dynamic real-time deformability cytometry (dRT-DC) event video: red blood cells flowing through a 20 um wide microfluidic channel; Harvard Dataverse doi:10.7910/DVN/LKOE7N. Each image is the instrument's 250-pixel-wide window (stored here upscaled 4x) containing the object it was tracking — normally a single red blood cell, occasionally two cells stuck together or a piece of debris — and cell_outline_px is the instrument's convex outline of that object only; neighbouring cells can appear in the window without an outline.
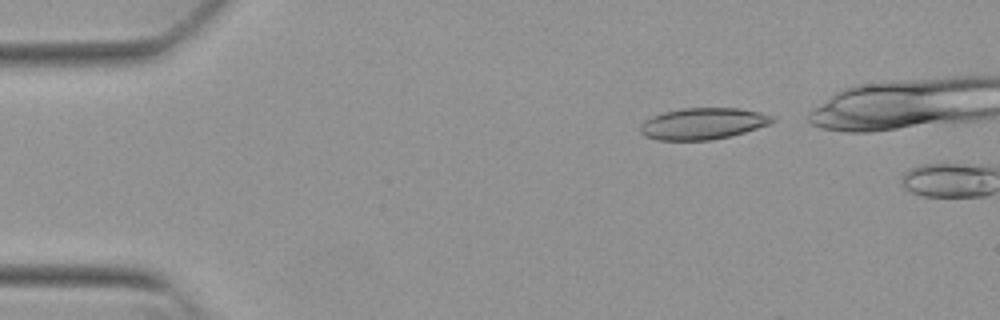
{"species": "Egyptian fruit bat (a non-hibernating species)", "species_latin": "Rousettus aegyptiacus", "temperature_condition": "warm", "stored_images_in_passage": 4, "camera_frame_rate_fps": 3000, "um_per_image_px": 0.085, "animal": {"sex": "female"}, "frame": {"image": 1, "passage_image": 3, "time_ms": 0.667, "image_size_px": [1000, 320], "cell_outline_px": [[776, 120], [768, 124], [744, 132], [712, 140], [656, 140], [644, 136], [640, 132], [640, 124], [644, 120], [652, 116], [664, 112], [684, 108], [740, 108], [760, 112], [772, 116]], "centroid_in_image_um": [59.71, 10.51], "position_along_channel_um": 25.3, "area_um2": 24.16}}